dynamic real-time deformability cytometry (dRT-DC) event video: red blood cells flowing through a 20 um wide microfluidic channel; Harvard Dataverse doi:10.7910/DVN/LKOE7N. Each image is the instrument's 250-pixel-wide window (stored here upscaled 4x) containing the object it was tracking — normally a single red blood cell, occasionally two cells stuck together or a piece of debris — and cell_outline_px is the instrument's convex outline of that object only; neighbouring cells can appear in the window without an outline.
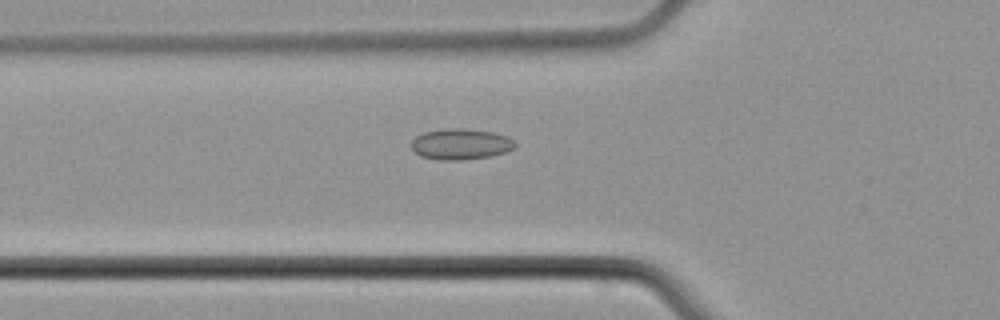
{"species": "common noctule bat (a hibernating species)", "species_latin": "Nyctalus noctula", "temperature_condition": "cold", "stored_images_in_passage": 39, "camera_frame_rate_fps": 3000, "um_per_image_px": 0.085, "animal": {"sex": "male", "body_mass_g": 21.5, "forearm_length_mm": 52.0}, "frame": {"image": 1, "passage_image": 7, "time_ms": 2.0, "image_size_px": [1000, 320], "cell_outline_px": [[516, 144], [512, 148], [504, 152], [488, 156], [460, 160], [440, 160], [420, 156], [412, 148], [412, 140], [416, 136], [424, 132], [444, 128], [464, 128], [492, 132], [508, 136]], "centroid_in_image_um": [39.13, 12.24], "position_along_channel_um": 86.7, "area_um2": 18.5}}
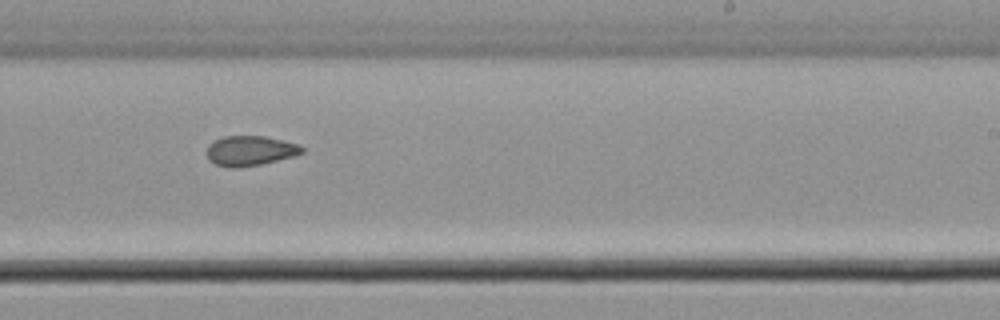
{"frame": {"image": 2, "passage_image": 20, "time_ms": 6.333, "image_size_px": [1000, 320], "cell_outline_px": [[304, 152], [292, 156], [260, 164], [232, 168], [216, 164], [208, 160], [208, 144], [224, 136], [264, 136], [300, 144], [304, 148]], "centroid_in_image_um": [21.27, 12.8], "position_along_channel_um": 267.7, "area_um2": 16.36}}
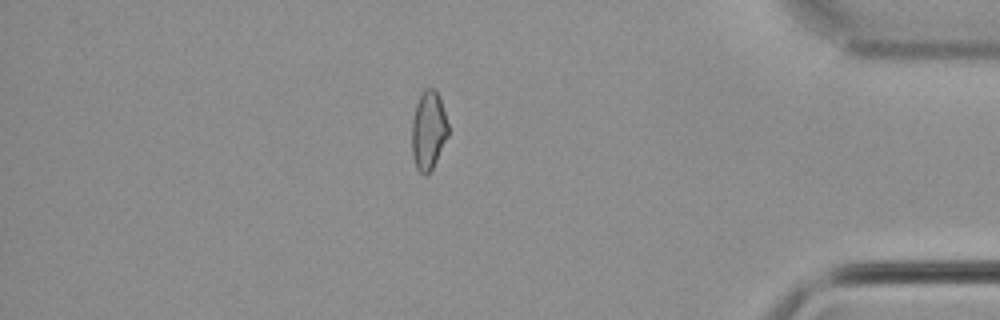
{"frame": {"image": 3, "passage_image": 32, "time_ms": 10.333, "image_size_px": [1000, 320], "cell_outline_px": [[448, 136], [432, 168], [424, 176], [416, 168], [412, 156], [412, 120], [416, 104], [424, 88], [436, 88], [440, 96], [448, 124]], "centroid_in_image_um": [36.41, 11.05], "position_along_channel_um": 398.8, "area_um2": 16.7}}